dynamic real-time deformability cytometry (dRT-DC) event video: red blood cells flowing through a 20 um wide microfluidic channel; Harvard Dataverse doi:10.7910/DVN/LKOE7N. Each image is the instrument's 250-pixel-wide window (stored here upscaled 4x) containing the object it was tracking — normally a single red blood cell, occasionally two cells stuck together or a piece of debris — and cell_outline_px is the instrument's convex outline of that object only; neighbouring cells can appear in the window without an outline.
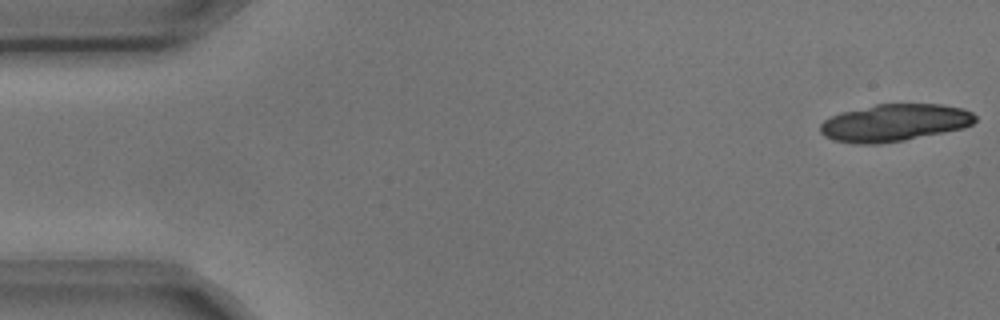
{"species": "common noctule bat (a hibernating species)", "species_latin": "Nyctalus noctula", "temperature_condition": "cold", "stored_images_in_passage": 5, "camera_frame_rate_fps": 3000, "um_per_image_px": 0.085, "animal": {"sex": "male", "body_mass_g": 17.9, "forearm_length_mm": 54.2}, "frame": {"image": 1, "passage_image": 1, "time_ms": 0.0, "image_size_px": [1000, 320], "cell_outline_px": [[976, 120], [972, 124], [964, 128], [904, 140], [880, 144], [856, 144], [832, 140], [824, 136], [820, 132], [820, 124], [824, 120], [840, 112], [876, 104], [940, 104], [964, 108], [972, 112], [976, 116]], "centroid_in_image_um": [76.02, 10.43], "position_along_channel_um": 9.0, "area_um2": 33.81}}